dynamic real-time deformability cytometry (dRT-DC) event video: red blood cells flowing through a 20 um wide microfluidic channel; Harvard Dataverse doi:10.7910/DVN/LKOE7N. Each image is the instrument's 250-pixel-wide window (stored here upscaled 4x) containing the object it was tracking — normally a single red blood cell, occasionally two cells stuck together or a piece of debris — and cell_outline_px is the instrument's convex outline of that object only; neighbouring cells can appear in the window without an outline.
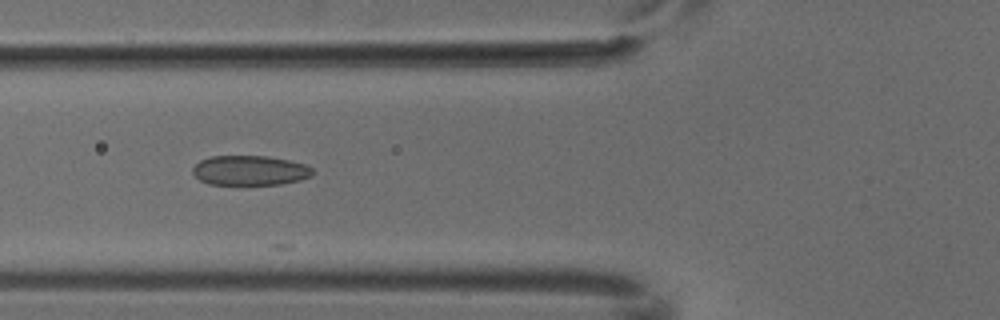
{"species": "common noctule bat (a hibernating species)", "species_latin": "Nyctalus noctula", "temperature_condition": "cold", "stored_images_in_passage": 7, "camera_frame_rate_fps": 3000, "um_per_image_px": 0.085, "animal": {"sex": "male", "body_mass_g": 18.8}, "frame": {"image": 1, "passage_image": 5, "time_ms": 1.333, "image_size_px": [1000, 320], "cell_outline_px": [[312, 176], [300, 180], [280, 184], [208, 184], [200, 180], [192, 172], [192, 168], [200, 160], [212, 156], [268, 156], [288, 160], [304, 164], [312, 168]], "centroid_in_image_um": [21.23, 14.48], "position_along_channel_um": 104.6, "area_um2": 20.69}}
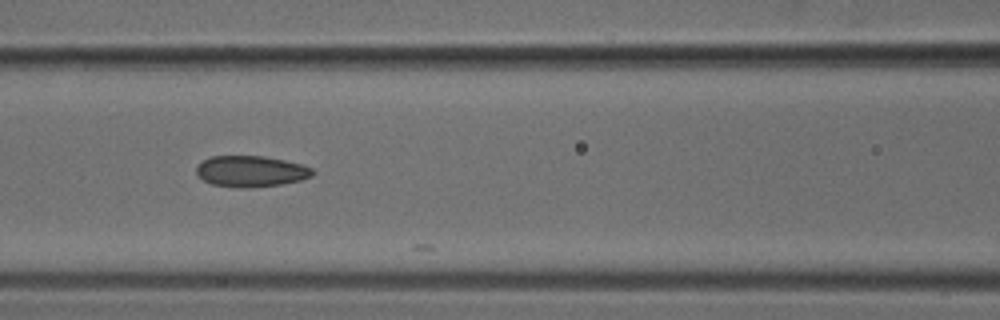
{"frame": {"image": 2, "passage_image": 6, "time_ms": 1.667, "image_size_px": [1000, 320], "cell_outline_px": [[316, 172], [312, 176], [300, 180], [280, 184], [244, 188], [240, 188], [212, 184], [196, 176], [196, 168], [204, 160], [212, 156], [264, 156], [284, 160], [300, 164], [312, 168]], "centroid_in_image_um": [21.32, 14.56], "position_along_channel_um": 145.3, "area_um2": 20.92}}